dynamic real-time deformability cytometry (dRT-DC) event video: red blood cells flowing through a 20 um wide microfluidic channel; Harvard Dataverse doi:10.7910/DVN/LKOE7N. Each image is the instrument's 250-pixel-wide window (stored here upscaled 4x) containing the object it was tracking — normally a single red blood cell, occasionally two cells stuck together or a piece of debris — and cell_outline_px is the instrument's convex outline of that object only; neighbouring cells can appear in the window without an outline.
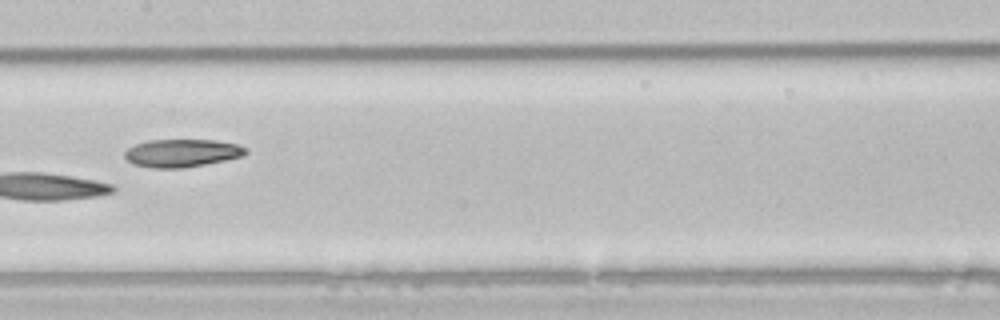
{"species": "common noctule bat (a hibernating species)", "species_latin": "Nyctalus noctula", "temperature_condition": "room temperature", "stored_images_in_passage": 8, "camera_frame_rate_fps": 3000, "um_per_image_px": 0.085, "animal": {"sex": "male", "body_mass_g": 21.5, "forearm_length_mm": 52.0}, "frame": {"image": 1, "passage_image": 6, "time_ms": 7.333, "image_size_px": [1000, 320], "cell_outline_px": [[248, 152], [244, 156], [184, 168], [152, 168], [132, 164], [124, 156], [124, 152], [128, 148], [136, 144], [148, 140], [216, 140], [236, 144], [248, 148]], "centroid_in_image_um": [15.46, 13.01], "position_along_channel_um": 191.9, "area_um2": 19.71}}
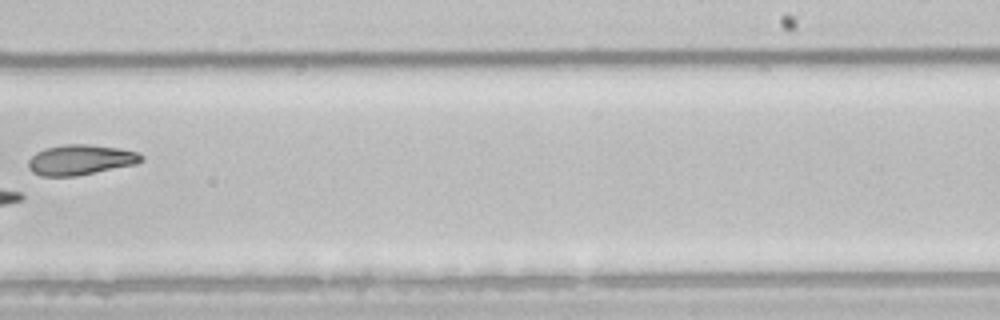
{"frame": {"image": 2, "passage_image": 8, "time_ms": 9.667, "image_size_px": [1000, 320], "cell_outline_px": [[144, 160], [136, 164], [76, 176], [40, 176], [32, 172], [28, 168], [28, 160], [36, 152], [44, 148], [68, 144], [88, 144], [120, 148], [140, 152], [144, 156]], "centroid_in_image_um": [6.86, 13.58], "position_along_channel_um": 282.1, "area_um2": 20.11}}